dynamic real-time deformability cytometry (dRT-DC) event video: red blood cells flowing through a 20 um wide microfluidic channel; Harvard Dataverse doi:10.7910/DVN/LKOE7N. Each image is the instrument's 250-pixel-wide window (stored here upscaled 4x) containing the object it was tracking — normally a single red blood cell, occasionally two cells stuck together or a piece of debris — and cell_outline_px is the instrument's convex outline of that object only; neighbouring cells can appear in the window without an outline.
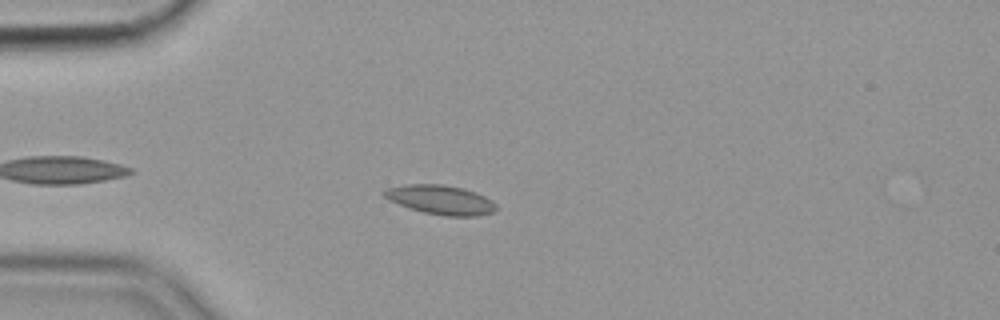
{"species": "common noctule bat (a hibernating species)", "species_latin": "Nyctalus noctula", "temperature_condition": "cold", "stored_images_in_passage": 42, "camera_frame_rate_fps": 3000, "um_per_image_px": 0.085, "animal": {"sex": "female", "body_mass_g": 19.9}, "frame": {"image": 1, "passage_image": 7, "time_ms": 2.0, "image_size_px": [1000, 320], "cell_outline_px": [[496, 208], [492, 212], [476, 216], [444, 216], [424, 212], [388, 200], [380, 192], [388, 188], [408, 184], [444, 184], [476, 192], [492, 200], [496, 204]], "centroid_in_image_um": [37.45, 16.98], "position_along_channel_um": 47.6, "area_um2": 18.9}}
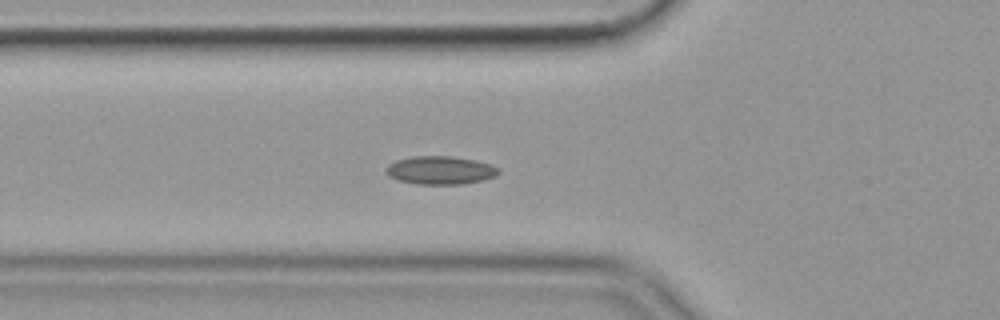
{"frame": {"image": 2, "passage_image": 12, "time_ms": 3.667, "image_size_px": [1000, 320], "cell_outline_px": [[500, 172], [496, 176], [484, 180], [460, 184], [416, 184], [400, 180], [392, 176], [384, 168], [388, 164], [396, 160], [412, 156], [452, 156], [476, 160], [488, 164], [496, 168]], "centroid_in_image_um": [37.43, 14.46], "position_along_channel_um": 88.4, "area_um2": 18.32}, "authors_computed_cell_mechanics": {"area_um2": 17.9469, "velocity_mm_per_s": 3.5317, "shape_relaxation_time_tau1_ms": null, "shape_relaxation_time_tau2_ms": 2.8039, "deformation_change_tau1": null, "deformation_change_tau2": 0.0828}}